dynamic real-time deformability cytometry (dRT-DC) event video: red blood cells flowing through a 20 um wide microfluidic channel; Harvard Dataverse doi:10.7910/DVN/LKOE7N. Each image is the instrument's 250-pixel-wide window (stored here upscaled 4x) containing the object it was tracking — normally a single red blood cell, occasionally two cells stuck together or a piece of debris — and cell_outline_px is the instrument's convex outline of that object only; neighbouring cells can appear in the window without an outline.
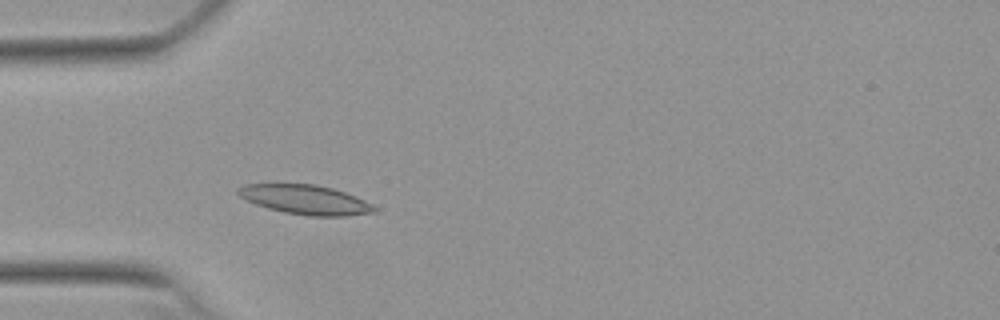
{"species": "Egyptian fruit bat (a non-hibernating species)", "species_latin": "Rousettus aegyptiacus", "temperature_condition": "warm", "stored_images_in_passage": 46, "camera_frame_rate_fps": 3000, "um_per_image_px": 0.085, "animal": {"sex": "female"}, "frame": {"image": 1, "passage_image": 9, "time_ms": 2.667, "image_size_px": [1000, 320], "cell_outline_px": [[376, 212], [348, 216], [308, 216], [284, 212], [268, 208], [256, 204], [240, 196], [236, 192], [236, 188], [244, 184], [316, 184], [332, 188], [356, 196], [372, 204], [376, 208]], "centroid_in_image_um": [25.97, 16.97], "position_along_channel_um": 59.0, "area_um2": 23.35}}
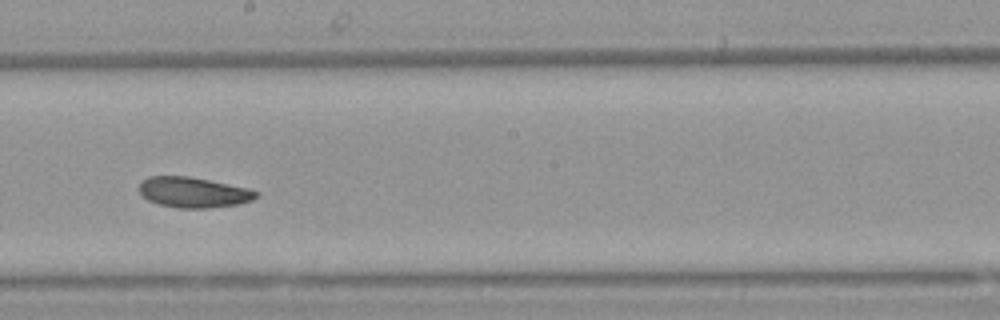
{"frame": {"image": 2, "passage_image": 23, "time_ms": 7.333, "image_size_px": [1000, 320], "cell_outline_px": [[260, 196], [252, 200], [240, 204], [208, 208], [180, 208], [160, 204], [148, 200], [140, 192], [140, 180], [148, 176], [188, 176], [248, 188], [260, 192]], "centroid_in_image_um": [16.47, 16.35], "position_along_channel_um": 231.7, "area_um2": 20.75}}
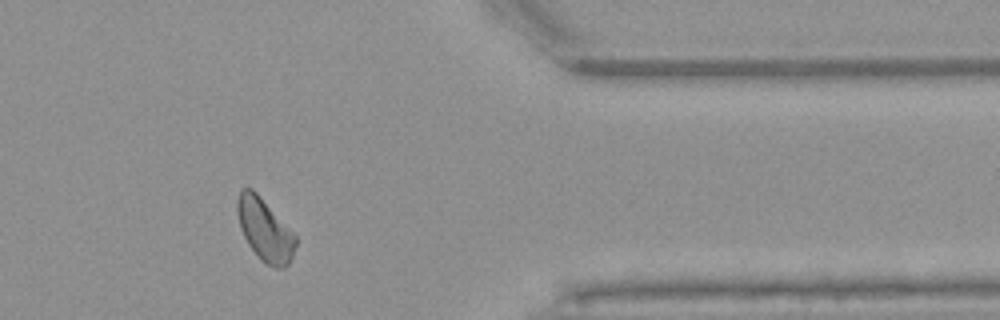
{"frame": {"image": 3, "passage_image": 37, "time_ms": 12.0, "image_size_px": [1000, 320], "cell_outline_px": [[296, 244], [292, 256], [288, 264], [284, 268], [276, 268], [264, 264], [260, 260], [248, 244], [240, 228], [236, 212], [236, 200], [240, 188], [252, 188], [256, 192], [296, 236]], "centroid_in_image_um": [22.47, 19.54], "position_along_channel_um": 388.9, "area_um2": 21.15}, "authors_computed_cell_mechanics": {"area_um2": 21.2415, "velocity_mm_per_s": 3.7913, "shape_relaxation_time_tau1_ms": 6.433, "shape_relaxation_time_tau2_ms": 4.2974, "deformation_change_tau1": 0.113, "deformation_change_tau2": 0.0921}}